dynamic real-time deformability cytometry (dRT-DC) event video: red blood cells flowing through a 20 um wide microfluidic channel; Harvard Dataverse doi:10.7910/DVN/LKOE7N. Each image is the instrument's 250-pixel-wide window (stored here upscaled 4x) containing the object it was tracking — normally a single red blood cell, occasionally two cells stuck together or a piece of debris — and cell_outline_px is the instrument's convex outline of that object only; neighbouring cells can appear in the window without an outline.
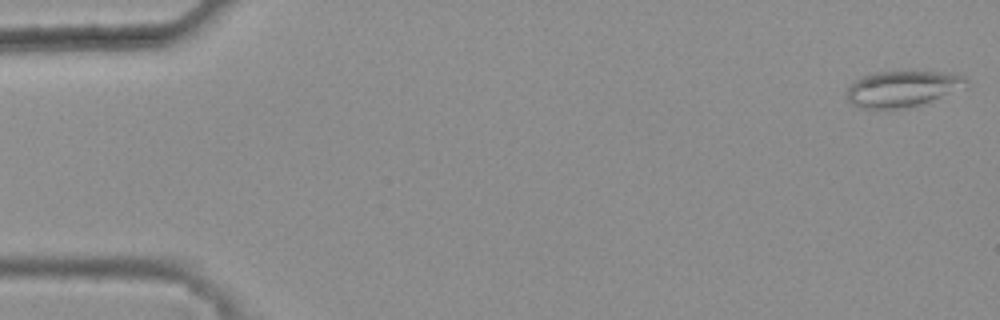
{"species": "common noctule bat (a hibernating species)", "species_latin": "Nyctalus noctula", "temperature_condition": "warm", "stored_images_in_passage": 14, "camera_frame_rate_fps": 3000, "um_per_image_px": 0.085, "animal": {"sex": "female", "body_mass_g": 25.1}, "frame": {"image": 1, "passage_image": 1, "time_ms": 0.0, "image_size_px": [1000, 320], "cell_outline_px": [[968, 80], [940, 96], [920, 104], [900, 108], [860, 108], [852, 104], [848, 100], [848, 88], [856, 80], [864, 76], [876, 72], [944, 72], [964, 76]], "centroid_in_image_um": [76.58, 7.54], "position_along_channel_um": 8.4, "area_um2": 23.76}}